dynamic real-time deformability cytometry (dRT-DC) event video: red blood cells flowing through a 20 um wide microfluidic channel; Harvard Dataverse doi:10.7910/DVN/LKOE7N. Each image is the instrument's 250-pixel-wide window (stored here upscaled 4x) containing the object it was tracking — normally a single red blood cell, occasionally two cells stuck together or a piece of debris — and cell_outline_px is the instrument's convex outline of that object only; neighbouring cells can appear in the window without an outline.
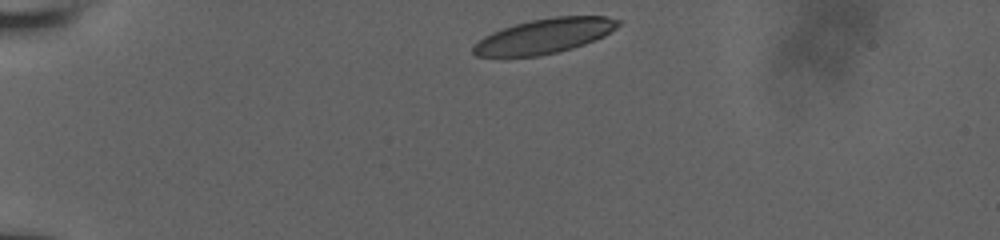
{"species": "human", "species_latin": "Homo sapiens", "temperature_condition": "room temperature", "stored_images_in_passage": 17, "camera_frame_rate_fps": 3000, "um_per_image_px": 0.085, "donor": {"sex": "male"}, "frame": {"image": 1, "passage_image": 1, "time_ms": 0.0, "image_size_px": [1000, 240], "cell_outline_px": [[620, 24], [616, 28], [604, 36], [584, 44], [572, 48], [540, 56], [476, 56], [472, 52], [472, 44], [484, 36], [492, 32], [516, 24], [532, 20], [556, 16], [604, 16], [620, 20]], "centroid_in_image_um": [46.26, 3.06], "position_along_channel_um": 38.7, "area_um2": 29.19}}
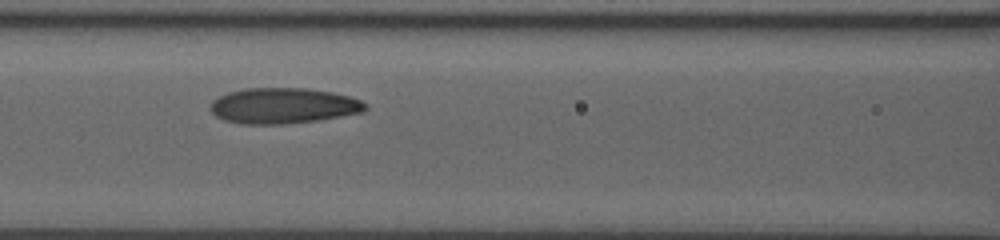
{"frame": {"image": 2, "passage_image": 13, "time_ms": 4.333, "image_size_px": [1000, 240], "cell_outline_px": [[368, 108], [364, 112], [316, 120], [280, 124], [240, 124], [224, 120], [216, 116], [208, 108], [212, 100], [228, 92], [244, 88], [308, 88], [332, 92], [348, 96], [360, 100], [368, 104]], "centroid_in_image_um": [24.06, 8.98], "position_along_channel_um": 142.5, "area_um2": 32.31}}
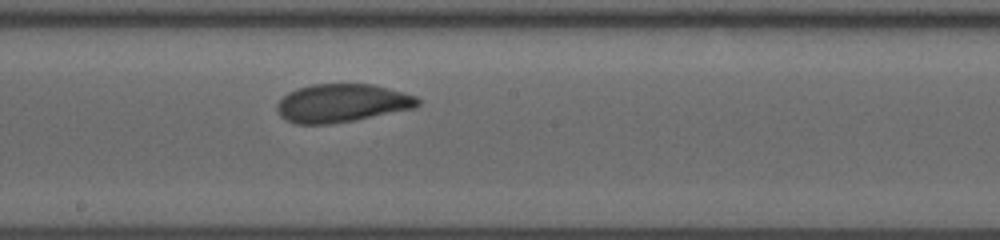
{"frame": {"image": 3, "passage_image": 17, "time_ms": 6.333, "image_size_px": [1000, 240], "cell_outline_px": [[420, 104], [416, 108], [352, 120], [328, 124], [296, 124], [280, 116], [276, 108], [276, 104], [288, 92], [296, 88], [312, 84], [372, 84], [388, 88], [416, 96], [420, 100]], "centroid_in_image_um": [29.05, 8.76], "position_along_channel_um": 219.1, "area_um2": 31.27}}